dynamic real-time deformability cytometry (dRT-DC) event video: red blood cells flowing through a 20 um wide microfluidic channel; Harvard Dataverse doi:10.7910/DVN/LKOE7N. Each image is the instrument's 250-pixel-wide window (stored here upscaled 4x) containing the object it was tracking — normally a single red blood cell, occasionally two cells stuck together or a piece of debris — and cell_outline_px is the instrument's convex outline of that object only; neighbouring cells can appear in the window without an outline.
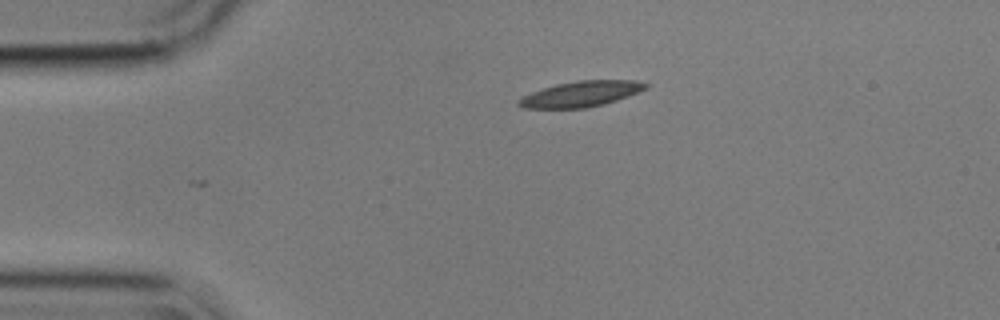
{"species": "common noctule bat (a hibernating species)", "species_latin": "Nyctalus noctula", "temperature_condition": "cold", "stored_images_in_passage": 2, "camera_frame_rate_fps": 3000, "um_per_image_px": 0.085, "animal": {"sex": "male", "body_mass_g": 17.9}, "frame": {"image": 1, "passage_image": 2, "time_ms": 0.333, "image_size_px": [1000, 320], "cell_outline_px": [[652, 84], [648, 88], [628, 96], [604, 104], [584, 108], [524, 108], [516, 104], [516, 100], [532, 92], [556, 84], [576, 80], [636, 80]], "centroid_in_image_um": [49.42, 7.98], "position_along_channel_um": 35.6, "area_um2": 19.02}}